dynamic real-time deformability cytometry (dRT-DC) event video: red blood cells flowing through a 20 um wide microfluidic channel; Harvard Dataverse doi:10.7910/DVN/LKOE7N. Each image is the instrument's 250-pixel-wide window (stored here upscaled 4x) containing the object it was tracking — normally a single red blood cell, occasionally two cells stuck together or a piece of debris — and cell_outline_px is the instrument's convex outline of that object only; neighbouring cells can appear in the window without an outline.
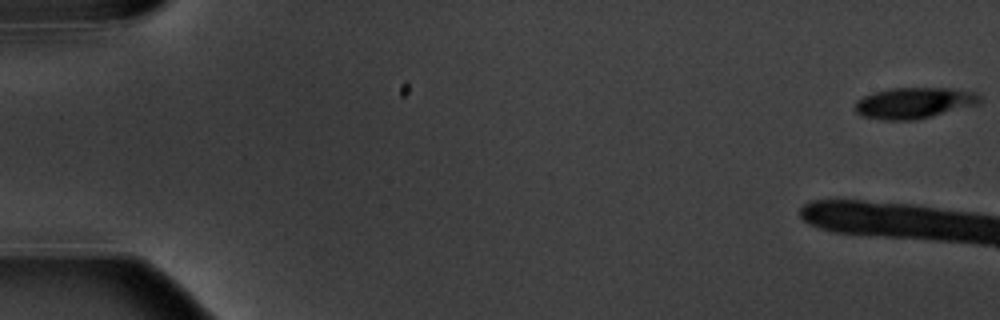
{"species": "common noctule bat (a hibernating species)", "species_latin": "Nyctalus noctula", "temperature_condition": "warm", "stored_images_in_passage": 8, "camera_frame_rate_fps": 3000, "um_per_image_px": 0.085, "animal": {"sex": "male", "body_mass_g": 20.1, "forearm_length_mm": 53.5}, "frame": {"image": 1, "passage_image": 1, "time_ms": 0.0, "image_size_px": [1000, 320], "cell_outline_px": [[980, 104], [916, 120], [884, 120], [860, 116], [852, 108], [856, 100], [872, 92], [888, 88], [948, 88], [976, 92], [980, 96]], "centroid_in_image_um": [77.65, 8.75], "position_along_channel_um": 7.4, "area_um2": 22.89}}
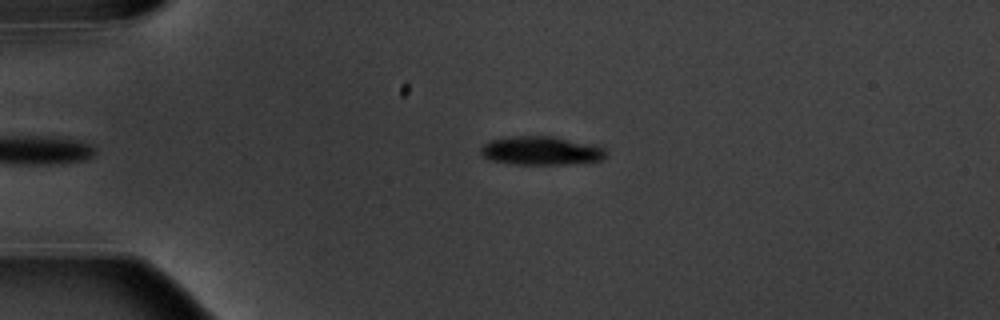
{"frame": {"image": 2, "passage_image": 8, "time_ms": 9.0, "image_size_px": [1000, 320], "cell_outline_px": [[608, 152], [600, 160], [572, 164], [512, 164], [488, 160], [480, 152], [480, 148], [488, 140], [508, 136], [552, 136], [604, 144], [608, 148]], "centroid_in_image_um": [46.08, 12.79], "position_along_channel_um": 38.9, "area_um2": 21.68}}